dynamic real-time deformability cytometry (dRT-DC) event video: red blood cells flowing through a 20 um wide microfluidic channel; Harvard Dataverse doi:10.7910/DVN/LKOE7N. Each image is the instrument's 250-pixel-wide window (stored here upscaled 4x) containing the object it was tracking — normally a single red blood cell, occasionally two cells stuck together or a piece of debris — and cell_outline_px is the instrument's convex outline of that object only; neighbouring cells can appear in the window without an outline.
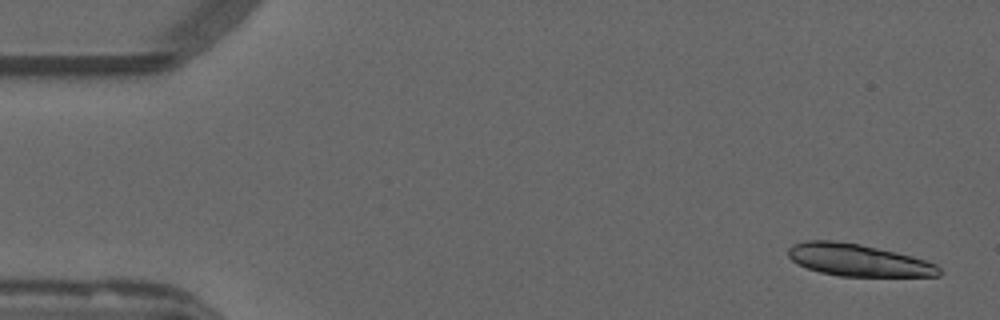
{"species": "common noctule bat (a hibernating species)", "species_latin": "Nyctalus noctula", "temperature_condition": "warm", "stored_images_in_passage": 49, "camera_frame_rate_fps": 3000, "um_per_image_px": 0.085, "animal": {"sex": "male", "forearm_length_mm": 52.5}, "frame": {"image": 1, "passage_image": 2, "time_ms": 0.333, "image_size_px": [1000, 320], "cell_outline_px": [[940, 276], [840, 276], [820, 272], [796, 264], [788, 256], [788, 248], [792, 244], [808, 240], [832, 240], [860, 244], [912, 256], [936, 264], [940, 268]], "centroid_in_image_um": [72.91, 22.1], "position_along_channel_um": 12.1, "area_um2": 28.15}}
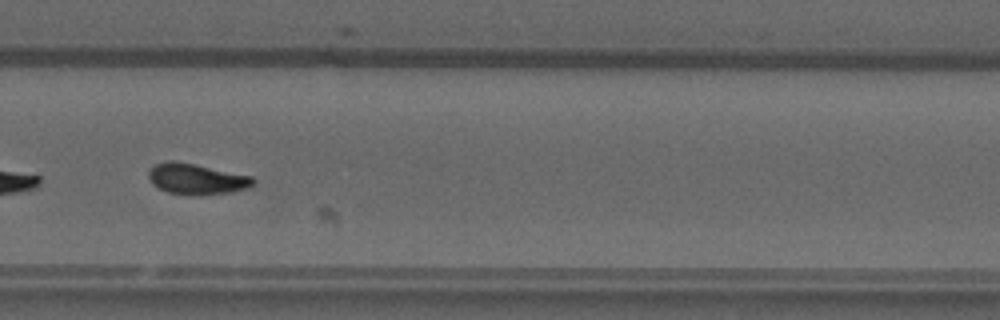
{"frame": {"image": 2, "passage_image": 36, "time_ms": 11.667, "image_size_px": [1000, 320], "cell_outline_px": [[256, 180], [248, 188], [228, 192], [200, 196], [168, 192], [152, 184], [148, 176], [148, 172], [156, 164], [172, 160], [252, 176]], "centroid_in_image_um": [16.7, 15.23], "position_along_channel_um": 313.1, "area_um2": 18.44}, "authors_computed_cell_mechanics": {"area_um2": 18.6116, "velocity_mm_per_s": 3.818, "shape_relaxation_time_tau1_ms": 3.9059, "shape_relaxation_time_tau2_ms": null, "deformation_change_tau1": 0.1544, "deformation_change_tau2": null}}